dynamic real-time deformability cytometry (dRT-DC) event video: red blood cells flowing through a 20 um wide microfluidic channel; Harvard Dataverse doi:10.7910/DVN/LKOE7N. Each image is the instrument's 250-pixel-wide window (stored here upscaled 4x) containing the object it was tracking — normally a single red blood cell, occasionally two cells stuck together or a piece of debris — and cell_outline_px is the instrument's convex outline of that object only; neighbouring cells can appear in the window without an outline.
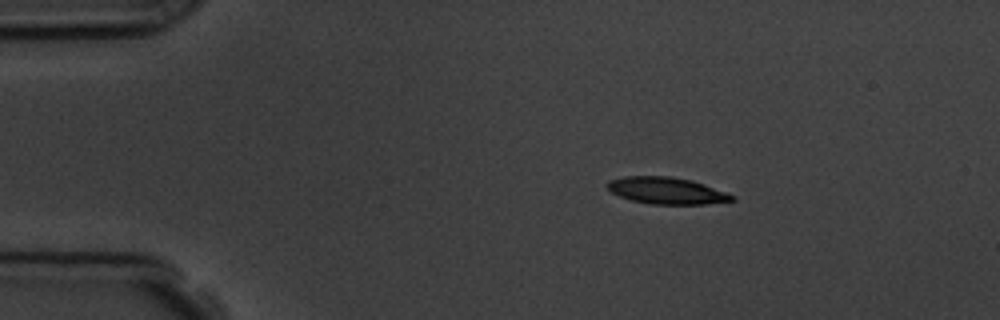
{"species": "common noctule bat (a hibernating species)", "species_latin": "Nyctalus noctula", "temperature_condition": "room temperature", "stored_images_in_passage": 2, "camera_frame_rate_fps": 3000, "um_per_image_px": 0.085, "animal": {"sex": "male", "body_mass_g": 19.5, "forearm_length_mm": 54.6}, "frame": {"image": 1, "passage_image": 1, "time_ms": 0.0, "image_size_px": [1000, 320], "cell_outline_px": [[736, 200], [704, 204], [652, 204], [632, 200], [620, 196], [612, 192], [604, 184], [608, 180], [624, 176], [668, 176], [692, 180], [728, 192], [736, 196]], "centroid_in_image_um": [56.68, 16.2], "position_along_channel_um": 28.3, "area_um2": 19.54}}